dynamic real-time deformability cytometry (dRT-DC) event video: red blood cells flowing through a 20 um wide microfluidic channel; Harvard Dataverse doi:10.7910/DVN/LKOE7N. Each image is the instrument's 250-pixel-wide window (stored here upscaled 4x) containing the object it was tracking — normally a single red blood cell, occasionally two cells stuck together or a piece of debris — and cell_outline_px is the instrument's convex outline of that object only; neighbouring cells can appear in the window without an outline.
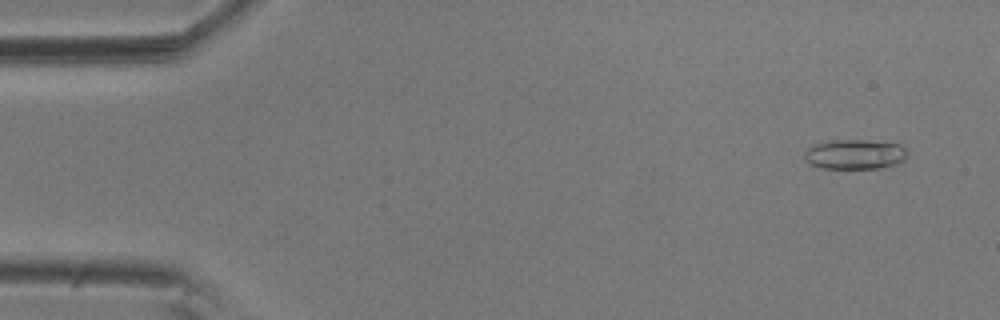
{"species": "common noctule bat (a hibernating species)", "species_latin": "Nyctalus noctula", "temperature_condition": "room temperature", "stored_images_in_passage": 56, "camera_frame_rate_fps": 3000, "um_per_image_px": 0.085, "animal": {"sex": "male", "body_mass_g": 20.5, "forearm_length_mm": 52.5}, "frame": {"image": 1, "passage_image": 4, "time_ms": 1.0, "image_size_px": [1000, 320], "cell_outline_px": [[908, 152], [904, 160], [896, 164], [880, 168], [820, 168], [808, 164], [804, 160], [804, 152], [812, 144], [832, 140], [864, 140], [900, 144], [908, 148]], "centroid_in_image_um": [72.64, 13.11], "position_along_channel_um": 12.4, "area_um2": 18.15}}
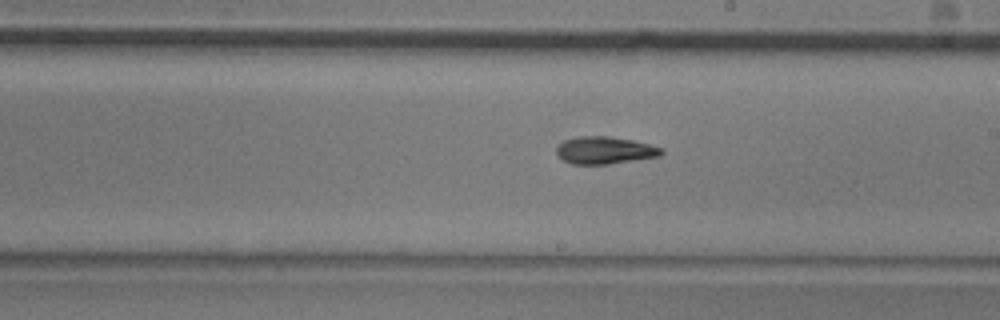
{"frame": {"image": 2, "passage_image": 32, "time_ms": 10.333, "image_size_px": [1000, 320], "cell_outline_px": [[664, 152], [660, 156], [608, 164], [572, 164], [564, 160], [556, 152], [556, 148], [564, 140], [576, 136], [608, 136], [632, 140], [664, 148]], "centroid_in_image_um": [51.42, 12.77], "position_along_channel_um": 237.6, "area_um2": 16.65}}
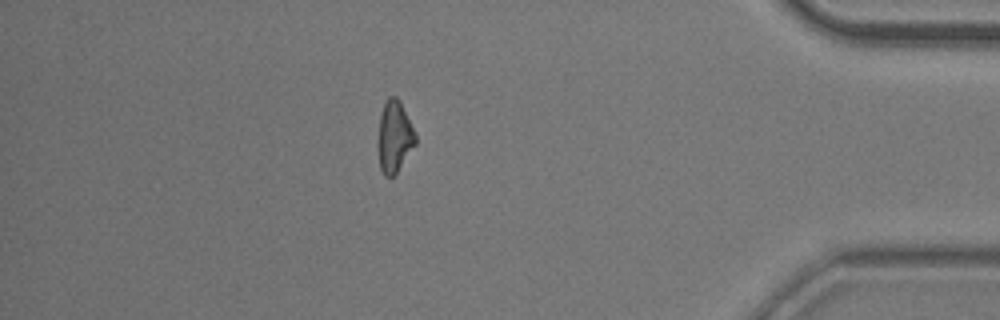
{"frame": {"image": 3, "passage_image": 49, "time_ms": 16.0, "image_size_px": [1000, 320], "cell_outline_px": [[416, 144], [396, 172], [392, 176], [384, 176], [380, 168], [376, 144], [380, 116], [384, 104], [388, 96], [396, 96], [400, 100], [416, 136]], "centroid_in_image_um": [33.49, 11.61], "position_along_channel_um": 401.7, "area_um2": 15.66}, "authors_computed_cell_mechanics": {"area_um2": 16.4152, "velocity_mm_per_s": 3.6228, "shape_relaxation_time_tau1_ms": 5.4987, "shape_relaxation_time_tau2_ms": null, "deformation_change_tau1": 0.1786, "deformation_change_tau2": null}}